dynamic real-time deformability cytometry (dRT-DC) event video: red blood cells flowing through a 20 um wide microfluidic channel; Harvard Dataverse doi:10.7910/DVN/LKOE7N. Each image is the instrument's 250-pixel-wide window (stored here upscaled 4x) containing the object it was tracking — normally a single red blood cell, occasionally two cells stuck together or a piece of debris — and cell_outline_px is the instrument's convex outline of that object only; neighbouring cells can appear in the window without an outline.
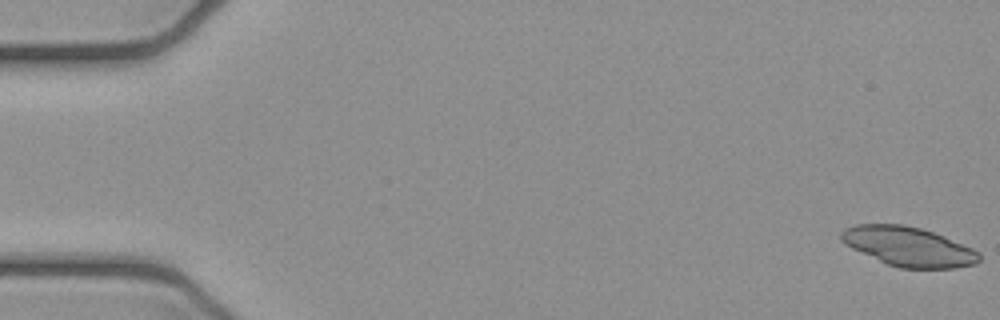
{"species": "common noctule bat (a hibernating species)", "species_latin": "Nyctalus noctula", "temperature_condition": "cold", "stored_images_in_passage": 6, "camera_frame_rate_fps": 3000, "um_per_image_px": 0.085, "animal": {"sex": "female", "body_mass_g": 21.9}, "frame": {"image": 1, "passage_image": 1, "time_ms": 0.0, "image_size_px": [1000, 320], "cell_outline_px": [[980, 260], [976, 264], [956, 268], [900, 268], [888, 264], [852, 248], [844, 244], [840, 240], [840, 232], [844, 228], [856, 224], [904, 224], [920, 228], [944, 236], [972, 248], [980, 252]], "centroid_in_image_um": [77.22, 20.95], "position_along_channel_um": 7.8, "area_um2": 31.62}}